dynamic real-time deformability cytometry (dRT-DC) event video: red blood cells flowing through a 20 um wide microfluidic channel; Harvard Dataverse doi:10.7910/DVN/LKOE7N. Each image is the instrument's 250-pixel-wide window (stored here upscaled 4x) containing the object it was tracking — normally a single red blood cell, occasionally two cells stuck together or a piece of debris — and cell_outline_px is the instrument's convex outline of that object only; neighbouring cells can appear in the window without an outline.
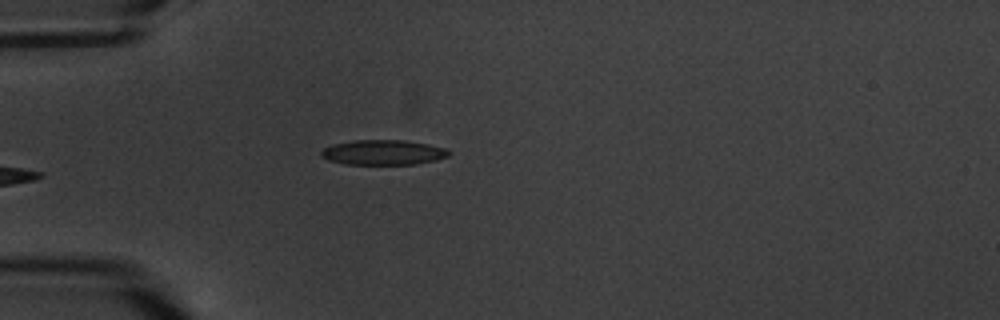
{"species": "common noctule bat (a hibernating species)", "species_latin": "Nyctalus noctula", "temperature_condition": "warm", "stored_images_in_passage": 5, "camera_frame_rate_fps": 3000, "um_per_image_px": 0.085, "animal": {"sex": "male", "body_mass_g": 20.1, "forearm_length_mm": 53.5}, "frame": {"image": 1, "passage_image": 5, "time_ms": 4.667, "image_size_px": [1000, 320], "cell_outline_px": [[452, 152], [448, 156], [436, 160], [416, 164], [344, 164], [328, 160], [320, 156], [320, 152], [324, 148], [332, 144], [352, 140], [404, 140], [428, 144], [444, 148]], "centroid_in_image_um": [32.55, 12.95], "position_along_channel_um": 52.5, "area_um2": 18.67}}